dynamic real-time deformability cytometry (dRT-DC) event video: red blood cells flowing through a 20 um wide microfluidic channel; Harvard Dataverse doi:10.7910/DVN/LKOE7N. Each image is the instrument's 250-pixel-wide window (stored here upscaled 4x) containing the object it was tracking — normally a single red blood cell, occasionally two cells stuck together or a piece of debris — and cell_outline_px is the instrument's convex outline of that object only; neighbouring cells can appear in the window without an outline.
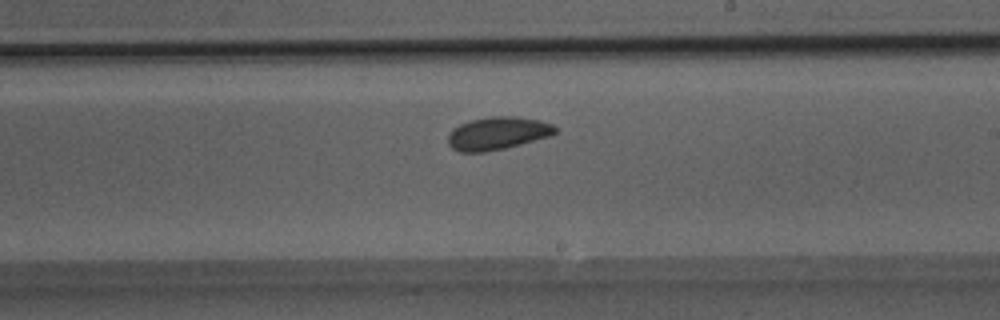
{"species": "Egyptian fruit bat (a non-hibernating species)", "species_latin": "Rousettus aegyptiacus", "temperature_condition": "room temperature", "stored_images_in_passage": 26, "camera_frame_rate_fps": 3000, "um_per_image_px": 0.085, "animal": {"sex": "male"}, "frame": {"image": 1, "passage_image": 12, "time_ms": 3.667, "image_size_px": [1000, 320], "cell_outline_px": [[560, 128], [552, 136], [504, 148], [484, 152], [460, 152], [452, 148], [448, 144], [448, 132], [452, 128], [460, 124], [472, 120], [488, 116], [516, 116], [540, 120], [552, 124]], "centroid_in_image_um": [42.31, 11.32], "position_along_channel_um": 246.7, "area_um2": 20.75}}
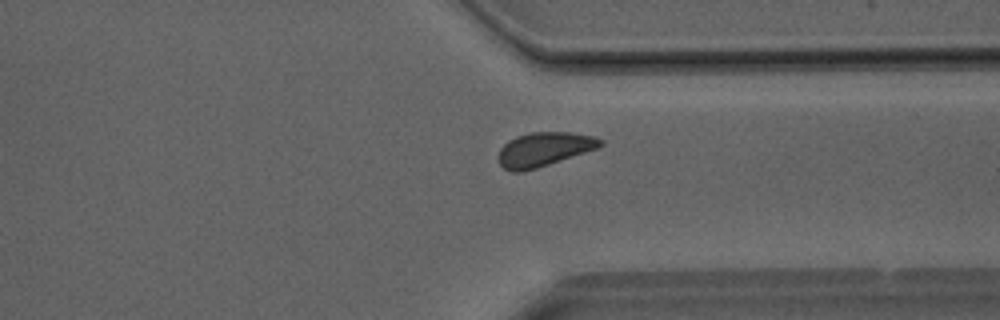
{"frame": {"image": 2, "passage_image": 19, "time_ms": 6.0, "image_size_px": [1000, 320], "cell_outline_px": [[604, 144], [600, 148], [536, 168], [520, 172], [512, 172], [504, 168], [500, 164], [500, 148], [508, 140], [516, 136], [528, 132], [572, 132], [596, 136], [604, 140]], "centroid_in_image_um": [46.3, 12.67], "position_along_channel_um": 365.1, "area_um2": 20.4}}
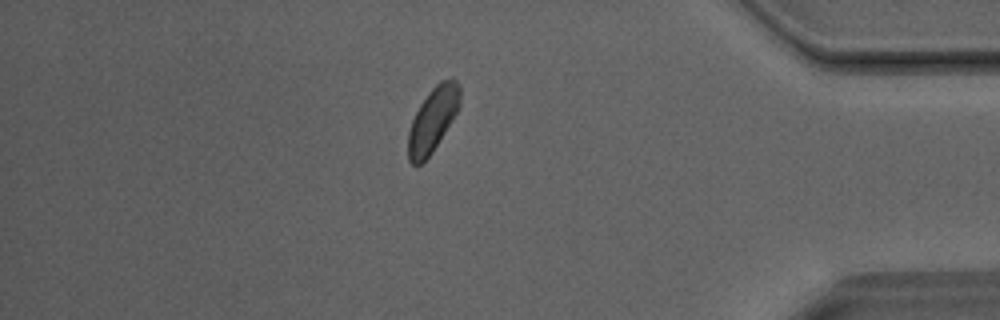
{"frame": {"image": 3, "passage_image": 23, "time_ms": 7.333, "image_size_px": [1000, 320], "cell_outline_px": [[460, 104], [452, 120], [432, 152], [420, 164], [412, 164], [408, 160], [408, 132], [412, 120], [420, 104], [432, 88], [440, 80], [452, 76], [460, 84]], "centroid_in_image_um": [36.79, 10.12], "position_along_channel_um": 398.4, "area_um2": 19.31}}